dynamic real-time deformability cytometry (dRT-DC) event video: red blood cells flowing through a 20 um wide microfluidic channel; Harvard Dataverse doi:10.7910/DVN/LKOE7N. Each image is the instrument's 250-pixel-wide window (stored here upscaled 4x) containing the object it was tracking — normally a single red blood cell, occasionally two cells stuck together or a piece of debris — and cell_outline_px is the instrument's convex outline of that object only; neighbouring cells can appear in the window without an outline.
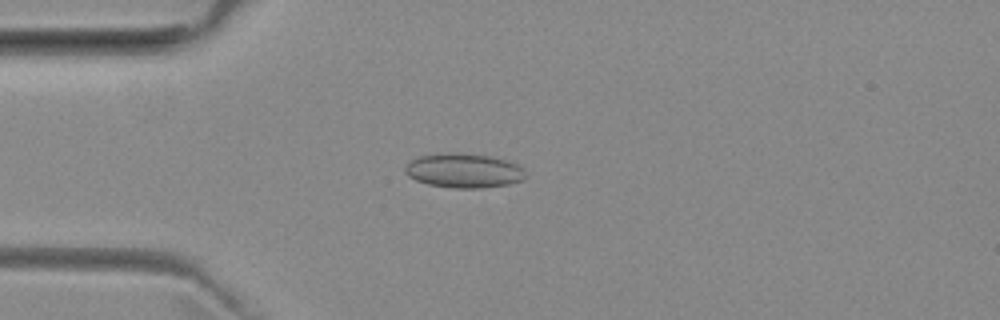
{"species": "common noctule bat (a hibernating species)", "species_latin": "Nyctalus noctula", "temperature_condition": "room temperature", "stored_images_in_passage": 31, "camera_frame_rate_fps": 3000, "um_per_image_px": 0.085, "animal": {"sex": "female", "body_mass_g": 29.2, "forearm_length_mm": 56.3}, "frame": {"image": 1, "passage_image": 4, "time_ms": 1.0, "image_size_px": [1000, 320], "cell_outline_px": [[524, 180], [508, 184], [480, 188], [452, 188], [428, 184], [416, 180], [408, 176], [404, 172], [404, 168], [412, 160], [420, 156], [452, 152], [492, 156], [508, 160], [524, 168]], "centroid_in_image_um": [39.44, 14.5], "position_along_channel_um": 45.6, "area_um2": 24.1}}
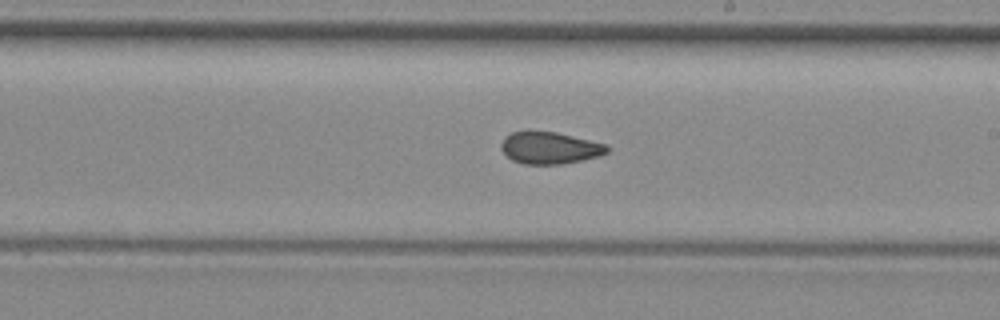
{"frame": {"image": 2, "passage_image": 20, "time_ms": 6.333, "image_size_px": [1000, 320], "cell_outline_px": [[612, 148], [608, 152], [600, 156], [560, 164], [524, 164], [512, 160], [500, 148], [500, 144], [504, 136], [512, 132], [556, 132], [604, 144]], "centroid_in_image_um": [46.72, 12.58], "position_along_channel_um": 242.3, "area_um2": 19.48}}
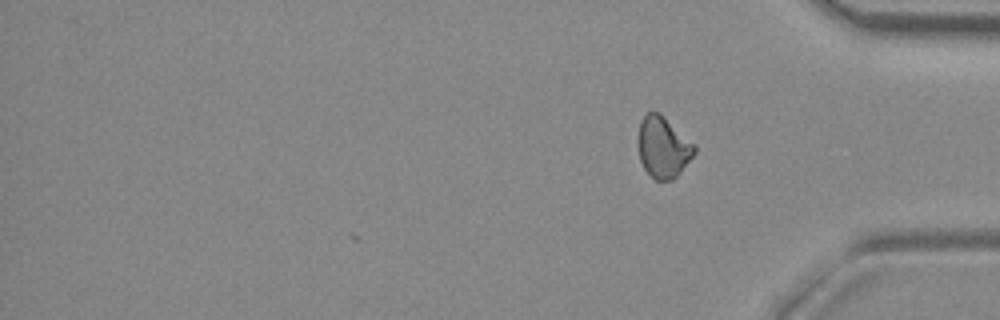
{"frame": {"image": 3, "passage_image": 31, "time_ms": 10.0, "image_size_px": [1000, 320], "cell_outline_px": [[696, 152], [680, 172], [672, 180], [656, 180], [644, 168], [640, 160], [640, 120], [648, 112], [660, 112], [696, 144]], "centroid_in_image_um": [56.42, 12.49], "position_along_channel_um": 378.8, "area_um2": 19.83}, "authors_computed_cell_mechanics": {"area_um2": 20.0566, "velocity_mm_per_s": 3.9768, "shape_relaxation_time_tau1_ms": null, "shape_relaxation_time_tau2_ms": 1.9842, "deformation_change_tau1": null, "deformation_change_tau2": 0.062}}